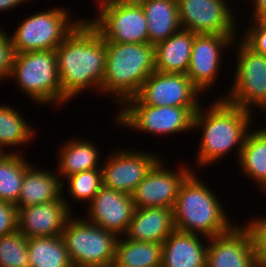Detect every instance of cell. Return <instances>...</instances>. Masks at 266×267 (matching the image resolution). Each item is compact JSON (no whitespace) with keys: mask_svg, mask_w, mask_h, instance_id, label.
I'll use <instances>...</instances> for the list:
<instances>
[{"mask_svg":"<svg viewBox=\"0 0 266 267\" xmlns=\"http://www.w3.org/2000/svg\"><path fill=\"white\" fill-rule=\"evenodd\" d=\"M161 155L138 149H113L101 165L103 186L132 194Z\"/></svg>","mask_w":266,"mask_h":267,"instance_id":"7c38bea8","label":"cell"},{"mask_svg":"<svg viewBox=\"0 0 266 267\" xmlns=\"http://www.w3.org/2000/svg\"><path fill=\"white\" fill-rule=\"evenodd\" d=\"M96 17L86 20L105 42L148 43V23L142 6H122L96 2ZM98 15V16H97Z\"/></svg>","mask_w":266,"mask_h":267,"instance_id":"30bf717a","label":"cell"},{"mask_svg":"<svg viewBox=\"0 0 266 267\" xmlns=\"http://www.w3.org/2000/svg\"><path fill=\"white\" fill-rule=\"evenodd\" d=\"M174 230L173 209L135 208L124 237L139 242L162 244Z\"/></svg>","mask_w":266,"mask_h":267,"instance_id":"ffe728a7","label":"cell"},{"mask_svg":"<svg viewBox=\"0 0 266 267\" xmlns=\"http://www.w3.org/2000/svg\"><path fill=\"white\" fill-rule=\"evenodd\" d=\"M251 26L240 38L255 52L266 56V27H262L256 20L250 22Z\"/></svg>","mask_w":266,"mask_h":267,"instance_id":"836d02e7","label":"cell"},{"mask_svg":"<svg viewBox=\"0 0 266 267\" xmlns=\"http://www.w3.org/2000/svg\"><path fill=\"white\" fill-rule=\"evenodd\" d=\"M68 201L62 193L58 200L52 202L17 207V230L27 239L61 236L67 220L73 215Z\"/></svg>","mask_w":266,"mask_h":267,"instance_id":"e0dca14e","label":"cell"},{"mask_svg":"<svg viewBox=\"0 0 266 267\" xmlns=\"http://www.w3.org/2000/svg\"><path fill=\"white\" fill-rule=\"evenodd\" d=\"M9 80H15L16 88L38 105L71 102L61 89L55 50L15 54Z\"/></svg>","mask_w":266,"mask_h":267,"instance_id":"5b68a950","label":"cell"},{"mask_svg":"<svg viewBox=\"0 0 266 267\" xmlns=\"http://www.w3.org/2000/svg\"><path fill=\"white\" fill-rule=\"evenodd\" d=\"M164 162L161 158L131 194L135 208L174 209L180 186L194 169L187 164L168 169Z\"/></svg>","mask_w":266,"mask_h":267,"instance_id":"8fae6325","label":"cell"},{"mask_svg":"<svg viewBox=\"0 0 266 267\" xmlns=\"http://www.w3.org/2000/svg\"><path fill=\"white\" fill-rule=\"evenodd\" d=\"M68 10L54 7L23 19L10 34L15 53L55 50L82 21L72 19Z\"/></svg>","mask_w":266,"mask_h":267,"instance_id":"9c48e42d","label":"cell"},{"mask_svg":"<svg viewBox=\"0 0 266 267\" xmlns=\"http://www.w3.org/2000/svg\"><path fill=\"white\" fill-rule=\"evenodd\" d=\"M238 224L225 234L209 238L206 267L256 266L249 232Z\"/></svg>","mask_w":266,"mask_h":267,"instance_id":"ac0fdd59","label":"cell"},{"mask_svg":"<svg viewBox=\"0 0 266 267\" xmlns=\"http://www.w3.org/2000/svg\"><path fill=\"white\" fill-rule=\"evenodd\" d=\"M134 211L131 194L102 186L87 204L88 213L84 219L122 237L128 229Z\"/></svg>","mask_w":266,"mask_h":267,"instance_id":"2e32d148","label":"cell"},{"mask_svg":"<svg viewBox=\"0 0 266 267\" xmlns=\"http://www.w3.org/2000/svg\"><path fill=\"white\" fill-rule=\"evenodd\" d=\"M252 1L253 5V15H251L250 20H255L260 14L264 13L266 11V0H248Z\"/></svg>","mask_w":266,"mask_h":267,"instance_id":"8d00e7d4","label":"cell"},{"mask_svg":"<svg viewBox=\"0 0 266 267\" xmlns=\"http://www.w3.org/2000/svg\"><path fill=\"white\" fill-rule=\"evenodd\" d=\"M15 54L10 33L0 27V83L9 79Z\"/></svg>","mask_w":266,"mask_h":267,"instance_id":"d6a6232c","label":"cell"},{"mask_svg":"<svg viewBox=\"0 0 266 267\" xmlns=\"http://www.w3.org/2000/svg\"><path fill=\"white\" fill-rule=\"evenodd\" d=\"M251 218L242 226L249 232L257 263H266V215Z\"/></svg>","mask_w":266,"mask_h":267,"instance_id":"1f68e13d","label":"cell"},{"mask_svg":"<svg viewBox=\"0 0 266 267\" xmlns=\"http://www.w3.org/2000/svg\"><path fill=\"white\" fill-rule=\"evenodd\" d=\"M155 71V45L106 42V69L101 94L111 95L120 107L136 97Z\"/></svg>","mask_w":266,"mask_h":267,"instance_id":"277c9868","label":"cell"},{"mask_svg":"<svg viewBox=\"0 0 266 267\" xmlns=\"http://www.w3.org/2000/svg\"><path fill=\"white\" fill-rule=\"evenodd\" d=\"M61 236L73 267H108L114 262L119 237L112 232L72 215Z\"/></svg>","mask_w":266,"mask_h":267,"instance_id":"8992f818","label":"cell"},{"mask_svg":"<svg viewBox=\"0 0 266 267\" xmlns=\"http://www.w3.org/2000/svg\"><path fill=\"white\" fill-rule=\"evenodd\" d=\"M67 181V183H66ZM67 184V186L65 185ZM103 186L102 170L93 169L85 170L73 175L68 176L65 180H62V193L67 188L72 201H79L86 204L90 203L94 196L99 192ZM65 187V188H64ZM85 201V202H84Z\"/></svg>","mask_w":266,"mask_h":267,"instance_id":"f546056e","label":"cell"},{"mask_svg":"<svg viewBox=\"0 0 266 267\" xmlns=\"http://www.w3.org/2000/svg\"><path fill=\"white\" fill-rule=\"evenodd\" d=\"M237 161L246 178L262 189L266 184V126L248 132Z\"/></svg>","mask_w":266,"mask_h":267,"instance_id":"d4e9b609","label":"cell"},{"mask_svg":"<svg viewBox=\"0 0 266 267\" xmlns=\"http://www.w3.org/2000/svg\"><path fill=\"white\" fill-rule=\"evenodd\" d=\"M5 153H18L19 154V152L17 151V152H10V151H6V152H3L1 149H0V157L2 156V155H4Z\"/></svg>","mask_w":266,"mask_h":267,"instance_id":"ab89813d","label":"cell"},{"mask_svg":"<svg viewBox=\"0 0 266 267\" xmlns=\"http://www.w3.org/2000/svg\"><path fill=\"white\" fill-rule=\"evenodd\" d=\"M255 267H266V263H257Z\"/></svg>","mask_w":266,"mask_h":267,"instance_id":"b9f144b4","label":"cell"},{"mask_svg":"<svg viewBox=\"0 0 266 267\" xmlns=\"http://www.w3.org/2000/svg\"><path fill=\"white\" fill-rule=\"evenodd\" d=\"M0 267H30L27 238L18 230L0 237Z\"/></svg>","mask_w":266,"mask_h":267,"instance_id":"4dcf8cb0","label":"cell"},{"mask_svg":"<svg viewBox=\"0 0 266 267\" xmlns=\"http://www.w3.org/2000/svg\"><path fill=\"white\" fill-rule=\"evenodd\" d=\"M62 182L56 171L38 169L31 164L24 174L16 207L32 206L58 200L62 196Z\"/></svg>","mask_w":266,"mask_h":267,"instance_id":"44dd1931","label":"cell"},{"mask_svg":"<svg viewBox=\"0 0 266 267\" xmlns=\"http://www.w3.org/2000/svg\"><path fill=\"white\" fill-rule=\"evenodd\" d=\"M262 190L266 193V184H265V186L262 188Z\"/></svg>","mask_w":266,"mask_h":267,"instance_id":"ee69618b","label":"cell"},{"mask_svg":"<svg viewBox=\"0 0 266 267\" xmlns=\"http://www.w3.org/2000/svg\"><path fill=\"white\" fill-rule=\"evenodd\" d=\"M237 37L239 35L195 34L186 75L204 95L219 78L222 52L229 50Z\"/></svg>","mask_w":266,"mask_h":267,"instance_id":"9a60e30c","label":"cell"},{"mask_svg":"<svg viewBox=\"0 0 266 267\" xmlns=\"http://www.w3.org/2000/svg\"><path fill=\"white\" fill-rule=\"evenodd\" d=\"M200 107L148 106L137 97L127 100L117 111L115 121L119 126L136 131L172 135L193 130L194 115Z\"/></svg>","mask_w":266,"mask_h":267,"instance_id":"52a82bcc","label":"cell"},{"mask_svg":"<svg viewBox=\"0 0 266 267\" xmlns=\"http://www.w3.org/2000/svg\"><path fill=\"white\" fill-rule=\"evenodd\" d=\"M108 267H124V266H121L119 264H115L114 262H112Z\"/></svg>","mask_w":266,"mask_h":267,"instance_id":"60d3db41","label":"cell"},{"mask_svg":"<svg viewBox=\"0 0 266 267\" xmlns=\"http://www.w3.org/2000/svg\"><path fill=\"white\" fill-rule=\"evenodd\" d=\"M30 267H73L62 236L27 239Z\"/></svg>","mask_w":266,"mask_h":267,"instance_id":"484cf974","label":"cell"},{"mask_svg":"<svg viewBox=\"0 0 266 267\" xmlns=\"http://www.w3.org/2000/svg\"><path fill=\"white\" fill-rule=\"evenodd\" d=\"M20 111L7 104L0 105V149L21 146L31 142L35 131Z\"/></svg>","mask_w":266,"mask_h":267,"instance_id":"f1b7e54d","label":"cell"},{"mask_svg":"<svg viewBox=\"0 0 266 267\" xmlns=\"http://www.w3.org/2000/svg\"><path fill=\"white\" fill-rule=\"evenodd\" d=\"M162 244L119 237L114 263L124 267H161Z\"/></svg>","mask_w":266,"mask_h":267,"instance_id":"4316f807","label":"cell"},{"mask_svg":"<svg viewBox=\"0 0 266 267\" xmlns=\"http://www.w3.org/2000/svg\"><path fill=\"white\" fill-rule=\"evenodd\" d=\"M238 38L233 42V46H237V63L234 65L232 85L225 92L227 94L219 98L252 113L254 108H259L266 116V56L255 52Z\"/></svg>","mask_w":266,"mask_h":267,"instance_id":"ba28073f","label":"cell"},{"mask_svg":"<svg viewBox=\"0 0 266 267\" xmlns=\"http://www.w3.org/2000/svg\"><path fill=\"white\" fill-rule=\"evenodd\" d=\"M209 107H200L194 115L193 130L202 131L199 151L195 159L200 170L221 162L230 151L235 150L239 160L245 138L254 119L252 112L230 104L223 98H215ZM201 130H200V129ZM201 166V167H200Z\"/></svg>","mask_w":266,"mask_h":267,"instance_id":"7a4b0ae2","label":"cell"},{"mask_svg":"<svg viewBox=\"0 0 266 267\" xmlns=\"http://www.w3.org/2000/svg\"><path fill=\"white\" fill-rule=\"evenodd\" d=\"M262 27H266V11L255 19Z\"/></svg>","mask_w":266,"mask_h":267,"instance_id":"f35d334b","label":"cell"},{"mask_svg":"<svg viewBox=\"0 0 266 267\" xmlns=\"http://www.w3.org/2000/svg\"><path fill=\"white\" fill-rule=\"evenodd\" d=\"M55 54L61 89L69 100L88 89L101 95L106 42L86 18L55 49Z\"/></svg>","mask_w":266,"mask_h":267,"instance_id":"6da1fadb","label":"cell"},{"mask_svg":"<svg viewBox=\"0 0 266 267\" xmlns=\"http://www.w3.org/2000/svg\"><path fill=\"white\" fill-rule=\"evenodd\" d=\"M24 155L5 153L0 157V201L16 205L27 168L32 164Z\"/></svg>","mask_w":266,"mask_h":267,"instance_id":"83f0119b","label":"cell"},{"mask_svg":"<svg viewBox=\"0 0 266 267\" xmlns=\"http://www.w3.org/2000/svg\"><path fill=\"white\" fill-rule=\"evenodd\" d=\"M177 3L182 29L205 35L239 34L235 14L225 3L219 0H177Z\"/></svg>","mask_w":266,"mask_h":267,"instance_id":"5bb4252c","label":"cell"},{"mask_svg":"<svg viewBox=\"0 0 266 267\" xmlns=\"http://www.w3.org/2000/svg\"><path fill=\"white\" fill-rule=\"evenodd\" d=\"M18 209L14 204L0 201V237L17 230Z\"/></svg>","mask_w":266,"mask_h":267,"instance_id":"e575fe53","label":"cell"},{"mask_svg":"<svg viewBox=\"0 0 266 267\" xmlns=\"http://www.w3.org/2000/svg\"><path fill=\"white\" fill-rule=\"evenodd\" d=\"M148 23V43L168 39L182 29L177 0H148L142 5Z\"/></svg>","mask_w":266,"mask_h":267,"instance_id":"cb8c5ba5","label":"cell"},{"mask_svg":"<svg viewBox=\"0 0 266 267\" xmlns=\"http://www.w3.org/2000/svg\"><path fill=\"white\" fill-rule=\"evenodd\" d=\"M200 93L186 74L154 71L136 97L148 106L201 107Z\"/></svg>","mask_w":266,"mask_h":267,"instance_id":"4fadbf2b","label":"cell"},{"mask_svg":"<svg viewBox=\"0 0 266 267\" xmlns=\"http://www.w3.org/2000/svg\"><path fill=\"white\" fill-rule=\"evenodd\" d=\"M196 172L192 171L180 186L173 209L175 230L208 239L225 234L236 223L224 211L220 197Z\"/></svg>","mask_w":266,"mask_h":267,"instance_id":"3957f363","label":"cell"},{"mask_svg":"<svg viewBox=\"0 0 266 267\" xmlns=\"http://www.w3.org/2000/svg\"><path fill=\"white\" fill-rule=\"evenodd\" d=\"M208 243L201 235L174 230L162 243L161 267H206Z\"/></svg>","mask_w":266,"mask_h":267,"instance_id":"d6986e66","label":"cell"},{"mask_svg":"<svg viewBox=\"0 0 266 267\" xmlns=\"http://www.w3.org/2000/svg\"><path fill=\"white\" fill-rule=\"evenodd\" d=\"M219 1H221V2L225 3L226 5H228V6L231 8V5H229V4H228V3H229V1H228V0H219Z\"/></svg>","mask_w":266,"mask_h":267,"instance_id":"7bdbcfd3","label":"cell"},{"mask_svg":"<svg viewBox=\"0 0 266 267\" xmlns=\"http://www.w3.org/2000/svg\"><path fill=\"white\" fill-rule=\"evenodd\" d=\"M148 0H99L97 2H110L115 5L122 6H142Z\"/></svg>","mask_w":266,"mask_h":267,"instance_id":"74e56055","label":"cell"},{"mask_svg":"<svg viewBox=\"0 0 266 267\" xmlns=\"http://www.w3.org/2000/svg\"><path fill=\"white\" fill-rule=\"evenodd\" d=\"M60 145L58 157V170L56 169L58 176L62 182V179L67 178L70 175L93 169H101V163H99V149L90 140L67 139L65 143Z\"/></svg>","mask_w":266,"mask_h":267,"instance_id":"603a6c76","label":"cell"},{"mask_svg":"<svg viewBox=\"0 0 266 267\" xmlns=\"http://www.w3.org/2000/svg\"><path fill=\"white\" fill-rule=\"evenodd\" d=\"M195 33L181 29L155 45V71L186 74Z\"/></svg>","mask_w":266,"mask_h":267,"instance_id":"7402d4cb","label":"cell"},{"mask_svg":"<svg viewBox=\"0 0 266 267\" xmlns=\"http://www.w3.org/2000/svg\"><path fill=\"white\" fill-rule=\"evenodd\" d=\"M28 0H0V12H5L7 10H13L23 5ZM21 4V5H20Z\"/></svg>","mask_w":266,"mask_h":267,"instance_id":"d590c367","label":"cell"}]
</instances>
